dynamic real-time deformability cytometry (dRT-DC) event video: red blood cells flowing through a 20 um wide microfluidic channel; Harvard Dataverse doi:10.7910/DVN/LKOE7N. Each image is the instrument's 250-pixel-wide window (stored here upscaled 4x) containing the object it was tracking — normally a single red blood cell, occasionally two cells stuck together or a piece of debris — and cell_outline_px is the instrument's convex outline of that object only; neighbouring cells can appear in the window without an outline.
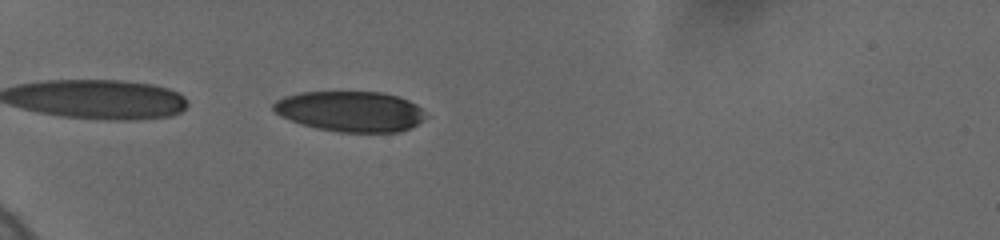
{"species": "human", "species_latin": "Homo sapiens", "temperature_condition": "cold", "stored_images_in_passage": 5, "camera_frame_rate_fps": 3000, "um_per_image_px": 0.085, "donor": {"sex": "female"}, "frame": {"image": 1, "passage_image": 3, "time_ms": 0.333, "image_size_px": [1000, 240], "cell_outline_px": [[432, 116], [412, 128], [400, 132], [340, 132], [316, 128], [300, 124], [280, 116], [272, 108], [272, 104], [276, 100], [284, 96], [300, 92], [380, 92], [396, 96], [408, 100], [416, 104]], "centroid_in_image_um": [29.84, 9.48], "position_along_channel_um": 55.2, "area_um2": 36.41}}